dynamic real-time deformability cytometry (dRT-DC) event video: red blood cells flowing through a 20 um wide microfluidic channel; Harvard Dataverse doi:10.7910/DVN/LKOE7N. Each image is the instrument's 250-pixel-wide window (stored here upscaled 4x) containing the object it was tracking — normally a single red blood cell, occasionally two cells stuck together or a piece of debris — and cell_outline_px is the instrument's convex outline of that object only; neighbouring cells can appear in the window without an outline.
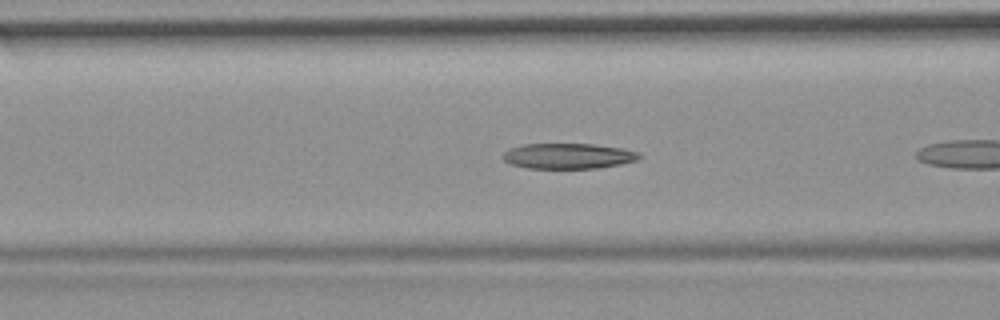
{"species": "common noctule bat (a hibernating species)", "species_latin": "Nyctalus noctula", "temperature_condition": "room temperature", "stored_images_in_passage": 7, "camera_frame_rate_fps": 3000, "um_per_image_px": 0.085, "animal": {"sex": "female", "body_mass_g": 19.9}, "frame": {"image": 1, "passage_image": 5, "time_ms": 1.333, "image_size_px": [1000, 320], "cell_outline_px": [[640, 156], [636, 160], [620, 164], [596, 168], [528, 168], [512, 164], [504, 160], [504, 152], [508, 148], [524, 144], [596, 144], [624, 148], [640, 152]], "centroid_in_image_um": [48.32, 13.25], "position_along_channel_um": 118.3, "area_um2": 20.17}}